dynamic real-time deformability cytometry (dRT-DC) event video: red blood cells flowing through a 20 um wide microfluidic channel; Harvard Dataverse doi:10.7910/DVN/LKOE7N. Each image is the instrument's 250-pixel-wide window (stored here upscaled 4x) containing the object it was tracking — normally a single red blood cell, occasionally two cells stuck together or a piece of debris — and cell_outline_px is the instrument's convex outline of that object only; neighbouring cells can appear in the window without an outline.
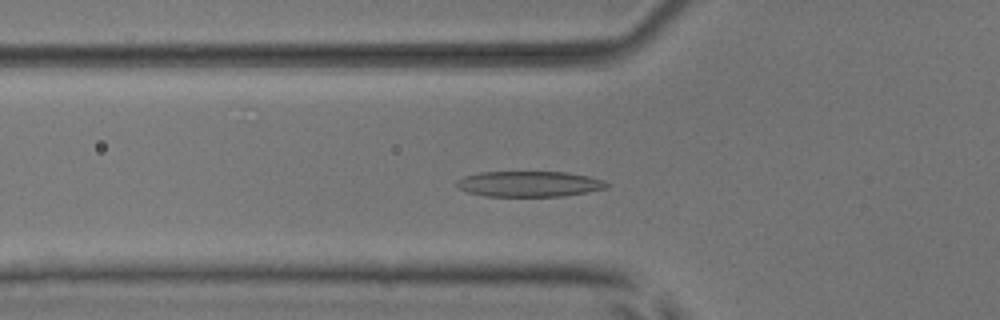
{"species": "common noctule bat (a hibernating species)", "species_latin": "Nyctalus noctula", "temperature_condition": "room temperature", "stored_images_in_passage": 41, "camera_frame_rate_fps": 3000, "um_per_image_px": 0.085, "animal": {"sex": "male", "body_mass_g": 17.9, "forearm_length_mm": 54.2}, "frame": {"image": 1, "passage_image": 7, "time_ms": 2.0, "image_size_px": [1000, 320], "cell_outline_px": [[612, 184], [608, 188], [588, 192], [560, 196], [484, 196], [468, 192], [460, 188], [456, 184], [456, 180], [464, 176], [480, 172], [568, 172], [588, 176], [604, 180]], "centroid_in_image_um": [45.03, 15.63], "position_along_channel_um": 80.8, "area_um2": 22.48}}
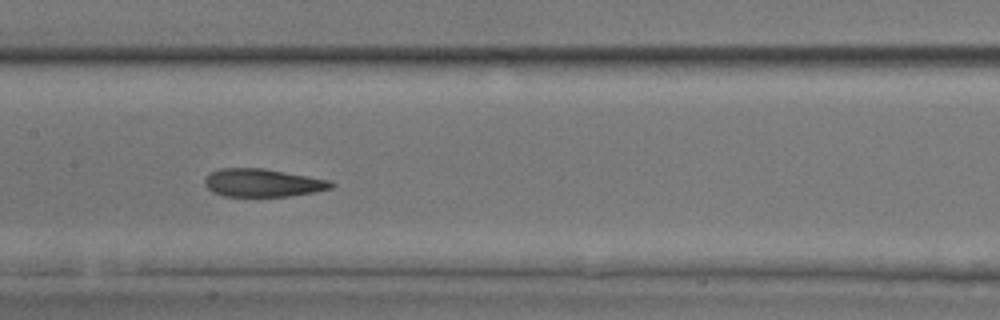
{"frame": {"image": 2, "passage_image": 15, "time_ms": 4.667, "image_size_px": [1000, 320], "cell_outline_px": [[336, 184], [332, 188], [316, 192], [288, 196], [224, 196], [212, 192], [204, 184], [204, 176], [208, 172], [220, 168], [264, 168], [332, 180]], "centroid_in_image_um": [22.33, 15.53], "position_along_channel_um": 185.1, "area_um2": 20.98}}
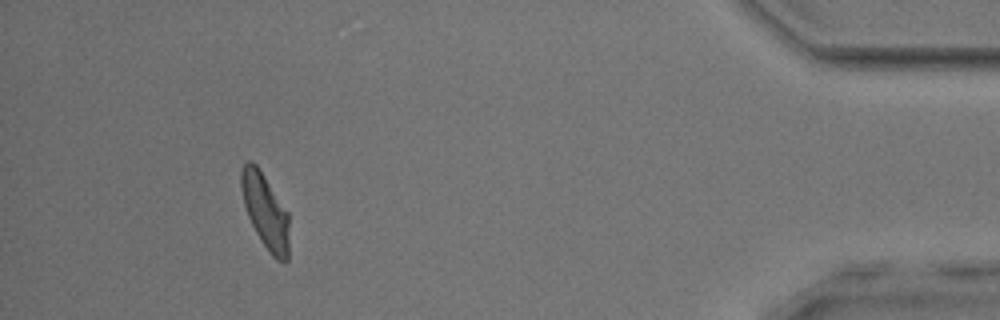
{"frame": {"image": 3, "passage_image": 37, "time_ms": 12.0, "image_size_px": [1000, 320], "cell_outline_px": [[288, 260], [276, 260], [272, 256], [260, 240], [248, 216], [244, 204], [240, 188], [240, 172], [244, 164], [248, 160], [252, 160], [256, 164], [288, 212]], "centroid_in_image_um": [22.53, 17.92], "position_along_channel_um": 412.7, "area_um2": 20.69}, "authors_computed_cell_mechanics": {"area_um2": 21.3282, "velocity_mm_per_s": 3.9083, "shape_relaxation_time_tau1_ms": 4.764, "shape_relaxation_time_tau2_ms": 2.0987, "deformation_change_tau1": 0.1963, "deformation_change_tau2": 0.101}}